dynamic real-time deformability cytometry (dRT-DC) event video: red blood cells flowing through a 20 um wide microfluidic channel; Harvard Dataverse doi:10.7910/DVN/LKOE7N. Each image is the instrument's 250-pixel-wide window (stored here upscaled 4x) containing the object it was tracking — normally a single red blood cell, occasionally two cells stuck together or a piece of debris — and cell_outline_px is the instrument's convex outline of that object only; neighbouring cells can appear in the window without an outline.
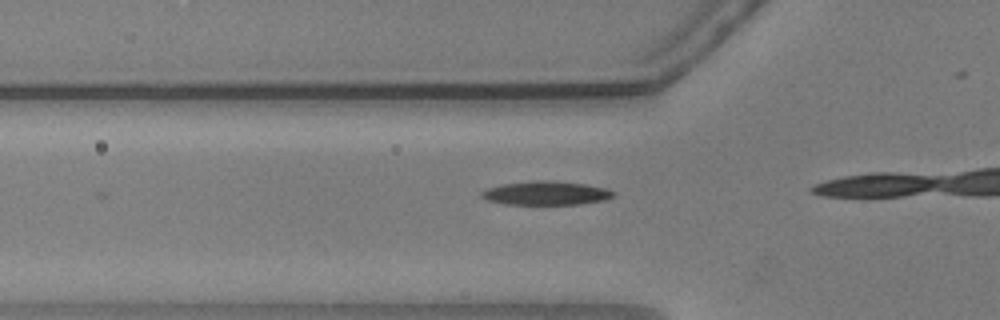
{"species": "common noctule bat (a hibernating species)", "species_latin": "Nyctalus noctula", "temperature_condition": "warm", "stored_images_in_passage": 8, "camera_frame_rate_fps": 3000, "um_per_image_px": 0.085, "animal": {"sex": "male", "body_mass_g": 20.5, "forearm_length_mm": 52.5}, "frame": {"image": 1, "passage_image": 6, "time_ms": 1.667, "image_size_px": [1000, 320], "cell_outline_px": [[616, 196], [604, 200], [580, 204], [504, 204], [488, 200], [480, 196], [480, 192], [488, 188], [500, 184], [532, 180], [544, 180], [584, 184], [604, 188], [616, 192]], "centroid_in_image_um": [46.4, 16.41], "position_along_channel_um": 79.4, "area_um2": 18.26}}